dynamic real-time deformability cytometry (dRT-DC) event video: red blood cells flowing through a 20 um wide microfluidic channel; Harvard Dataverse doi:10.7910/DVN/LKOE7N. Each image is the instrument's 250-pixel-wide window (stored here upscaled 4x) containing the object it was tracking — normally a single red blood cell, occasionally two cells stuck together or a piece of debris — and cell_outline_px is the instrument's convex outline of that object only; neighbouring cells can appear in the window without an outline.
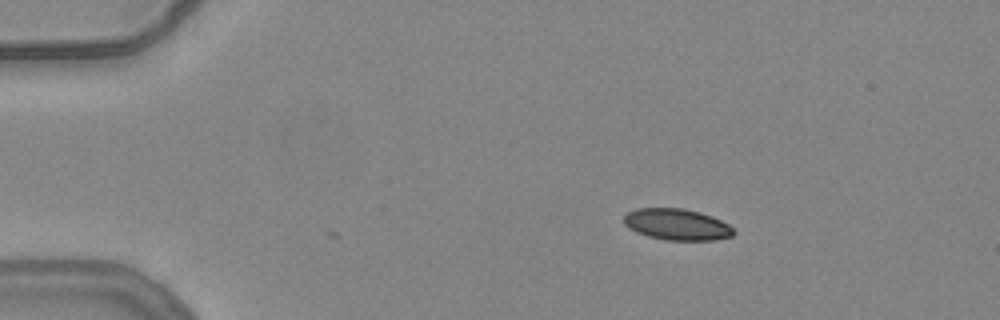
{"species": "common noctule bat (a hibernating species)", "species_latin": "Nyctalus noctula", "temperature_condition": "warm", "stored_images_in_passage": 2, "camera_frame_rate_fps": 3000, "um_per_image_px": 0.085, "animal": {"sex": "female", "body_mass_g": 24.6, "forearm_length_mm": 56.2}, "frame": {"image": 1, "passage_image": 1, "time_ms": 0.0, "image_size_px": [1000, 320], "cell_outline_px": [[736, 232], [732, 236], [712, 240], [664, 240], [648, 236], [636, 232], [628, 228], [624, 224], [624, 216], [628, 212], [636, 208], [684, 208], [700, 212], [712, 216], [728, 224]], "centroid_in_image_um": [57.52, 19.07], "position_along_channel_um": 27.5, "area_um2": 20.11}}